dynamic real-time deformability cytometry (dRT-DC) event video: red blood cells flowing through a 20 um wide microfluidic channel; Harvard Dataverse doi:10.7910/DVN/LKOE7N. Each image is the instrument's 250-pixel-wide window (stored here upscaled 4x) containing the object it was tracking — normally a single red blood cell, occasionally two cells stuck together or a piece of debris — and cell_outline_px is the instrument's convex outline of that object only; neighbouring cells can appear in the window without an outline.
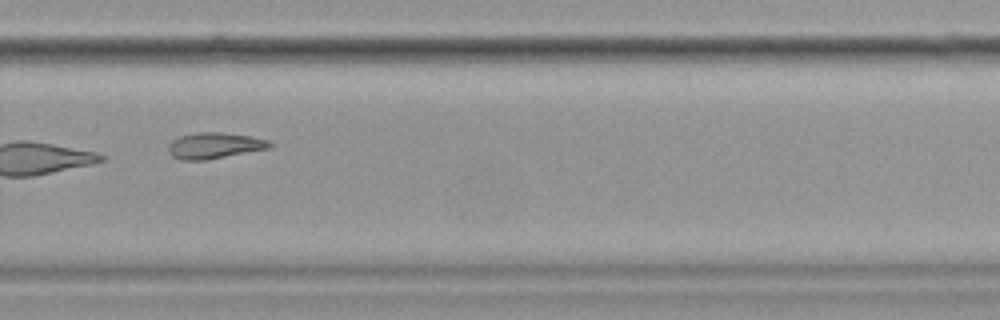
{"species": "common noctule bat (a hibernating species)", "species_latin": "Nyctalus noctula", "temperature_condition": "cold", "stored_images_in_passage": 11, "camera_frame_rate_fps": 3000, "um_per_image_px": 0.085, "animal": {"sex": "female", "body_mass_g": 19.9}, "frame": {"image": 1, "passage_image": 11, "time_ms": 13.0, "image_size_px": [1000, 320], "cell_outline_px": [[272, 148], [208, 160], [180, 160], [172, 156], [168, 152], [168, 144], [172, 140], [180, 136], [196, 132], [224, 132], [248, 136], [268, 140], [272, 144]], "centroid_in_image_um": [18.22, 12.38], "position_along_channel_um": 311.6, "area_um2": 15.61}}